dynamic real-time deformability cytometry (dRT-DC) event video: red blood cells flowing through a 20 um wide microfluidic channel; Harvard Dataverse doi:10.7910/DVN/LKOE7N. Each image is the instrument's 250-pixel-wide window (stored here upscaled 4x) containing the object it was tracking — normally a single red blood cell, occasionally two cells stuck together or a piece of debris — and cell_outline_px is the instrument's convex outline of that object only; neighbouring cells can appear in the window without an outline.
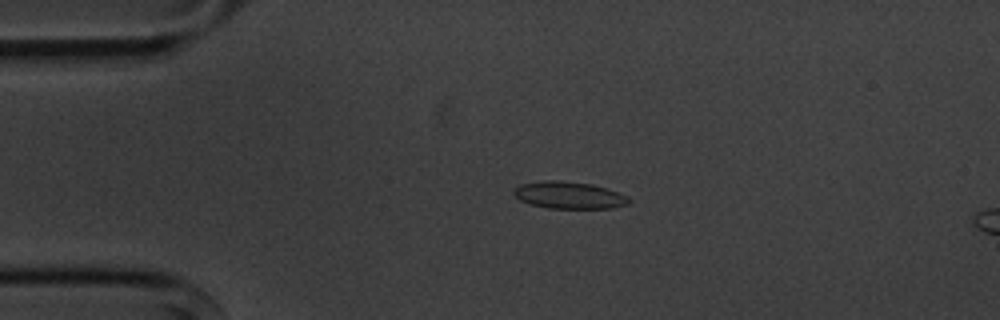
{"species": "common noctule bat (a hibernating species)", "species_latin": "Nyctalus noctula", "temperature_condition": "cold", "stored_images_in_passage": 6, "camera_frame_rate_fps": 3000, "um_per_image_px": 0.085, "animal": {"sex": "male", "body_mass_g": 20.1, "forearm_length_mm": 53.5}, "frame": {"image": 1, "passage_image": 4, "time_ms": 3.333, "image_size_px": [1000, 320], "cell_outline_px": [[632, 200], [628, 204], [612, 208], [548, 208], [528, 204], [520, 200], [512, 192], [520, 184], [544, 180], [560, 180], [592, 184], [608, 188], [628, 196]], "centroid_in_image_um": [48.39, 16.59], "position_along_channel_um": 36.6, "area_um2": 18.32}}